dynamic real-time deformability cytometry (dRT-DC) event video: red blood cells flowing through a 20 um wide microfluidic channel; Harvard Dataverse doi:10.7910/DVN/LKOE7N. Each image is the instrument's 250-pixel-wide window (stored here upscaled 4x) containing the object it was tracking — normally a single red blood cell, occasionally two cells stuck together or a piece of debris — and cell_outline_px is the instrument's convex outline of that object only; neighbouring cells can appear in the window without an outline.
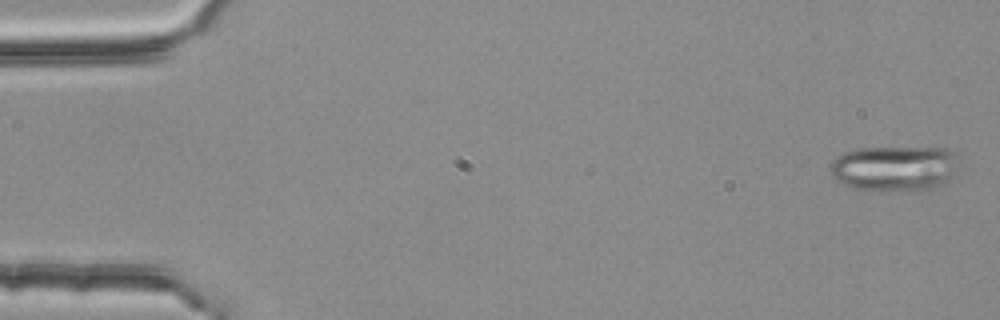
{"species": "common noctule bat (a hibernating species)", "species_latin": "Nyctalus noctula", "temperature_condition": "room temperature", "stored_images_in_passage": 6, "camera_frame_rate_fps": 3000, "um_per_image_px": 0.085, "animal": {"sex": "female", "body_mass_g": 25.1}, "frame": {"image": 1, "passage_image": 1, "time_ms": 0.0, "image_size_px": [1000, 320], "cell_outline_px": [[956, 168], [948, 180], [944, 184], [928, 188], [856, 188], [844, 184], [836, 180], [832, 176], [828, 168], [828, 164], [836, 156], [844, 152], [856, 148], [948, 148], [952, 152]], "centroid_in_image_um": [75.94, 14.25], "position_along_channel_um": 9.1, "area_um2": 32.89}}